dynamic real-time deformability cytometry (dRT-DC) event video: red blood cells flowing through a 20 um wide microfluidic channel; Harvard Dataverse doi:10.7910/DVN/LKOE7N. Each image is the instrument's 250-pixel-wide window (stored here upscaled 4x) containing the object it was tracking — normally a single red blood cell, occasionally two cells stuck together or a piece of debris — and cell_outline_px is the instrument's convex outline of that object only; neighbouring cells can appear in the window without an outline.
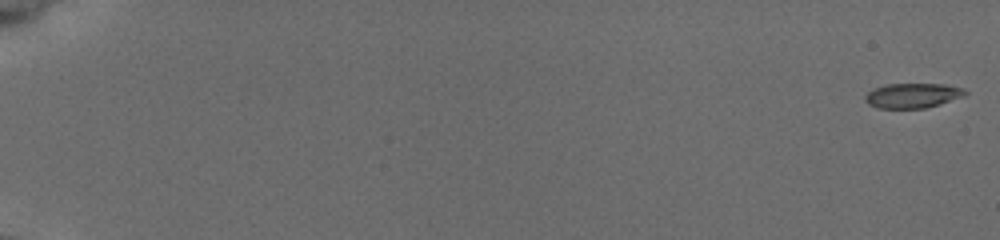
{"species": "common noctule bat (a hibernating species)", "species_latin": "Nyctalus noctula", "temperature_condition": "cold", "stored_images_in_passage": 9, "camera_frame_rate_fps": 3000, "um_per_image_px": 0.085, "animal": {"sex": "female", "body_mass_g": 19.5, "forearm_length_mm": 54.1}, "frame": {"image": 1, "passage_image": 1, "time_ms": 0.0, "image_size_px": [1000, 240], "cell_outline_px": [[968, 92], [964, 96], [940, 104], [924, 108], [876, 108], [868, 104], [864, 100], [864, 96], [868, 92], [876, 88], [888, 84], [944, 84], [964, 88]], "centroid_in_image_um": [77.58, 8.12], "position_along_channel_um": 7.4, "area_um2": 14.45}}